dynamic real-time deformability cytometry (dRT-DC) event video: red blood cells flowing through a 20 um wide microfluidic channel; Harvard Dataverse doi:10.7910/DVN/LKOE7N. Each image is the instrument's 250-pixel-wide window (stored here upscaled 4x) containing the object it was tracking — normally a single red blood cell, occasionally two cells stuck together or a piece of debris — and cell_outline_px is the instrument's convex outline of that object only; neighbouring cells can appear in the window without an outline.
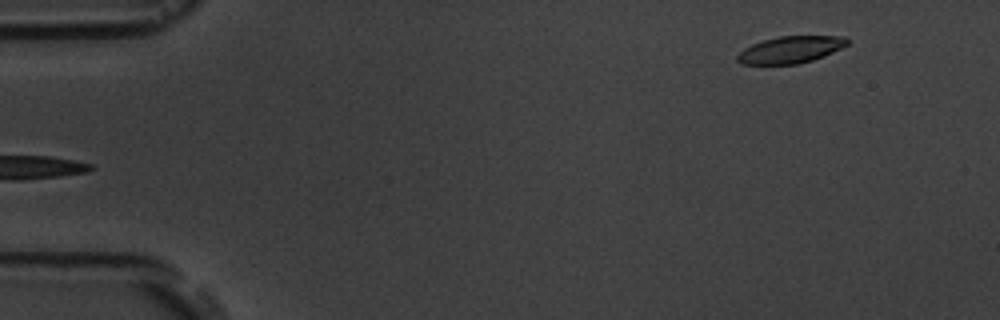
{"species": "common noctule bat (a hibernating species)", "species_latin": "Nyctalus noctula", "temperature_condition": "room temperature", "stored_images_in_passage": 5, "segment_of_instrument_passage": [2, 2], "camera_frame_rate_fps": 3000, "um_per_image_px": 0.085, "animal": {"sex": "male", "body_mass_g": 19.5, "forearm_length_mm": 54.6}, "frame": {"image": 1, "passage_image": 5, "time_ms": 6.0, "image_size_px": [1000, 320], "cell_outline_px": [[852, 40], [848, 44], [832, 52], [812, 60], [796, 64], [740, 64], [736, 60], [736, 56], [744, 48], [752, 44], [764, 40], [780, 36], [848, 36]], "centroid_in_image_um": [67.21, 4.21], "position_along_channel_um": 17.8, "area_um2": 17.22}}